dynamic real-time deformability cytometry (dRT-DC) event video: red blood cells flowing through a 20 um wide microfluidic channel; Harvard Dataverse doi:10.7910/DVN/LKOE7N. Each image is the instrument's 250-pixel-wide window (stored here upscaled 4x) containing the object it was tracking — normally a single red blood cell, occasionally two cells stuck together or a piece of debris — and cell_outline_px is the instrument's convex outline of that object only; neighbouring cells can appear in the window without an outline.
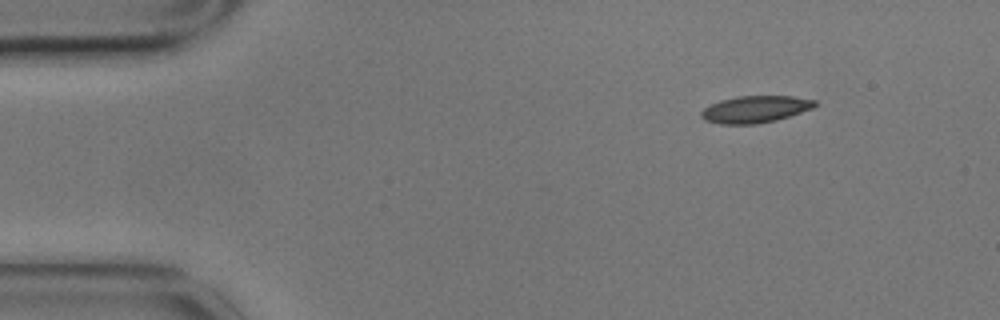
{"species": "common noctule bat (a hibernating species)", "species_latin": "Nyctalus noctula", "temperature_condition": "cold", "stored_images_in_passage": 3, "camera_frame_rate_fps": 3000, "um_per_image_px": 0.085, "animal": {"sex": "male", "body_mass_g": 17.9}, "frame": {"image": 1, "passage_image": 1, "time_ms": 0.0, "image_size_px": [1000, 320], "cell_outline_px": [[816, 104], [812, 108], [776, 120], [756, 124], [720, 124], [704, 120], [700, 116], [700, 112], [704, 108], [720, 100], [740, 96], [792, 96], [816, 100]], "centroid_in_image_um": [64.16, 9.29], "position_along_channel_um": 20.8, "area_um2": 17.69}}